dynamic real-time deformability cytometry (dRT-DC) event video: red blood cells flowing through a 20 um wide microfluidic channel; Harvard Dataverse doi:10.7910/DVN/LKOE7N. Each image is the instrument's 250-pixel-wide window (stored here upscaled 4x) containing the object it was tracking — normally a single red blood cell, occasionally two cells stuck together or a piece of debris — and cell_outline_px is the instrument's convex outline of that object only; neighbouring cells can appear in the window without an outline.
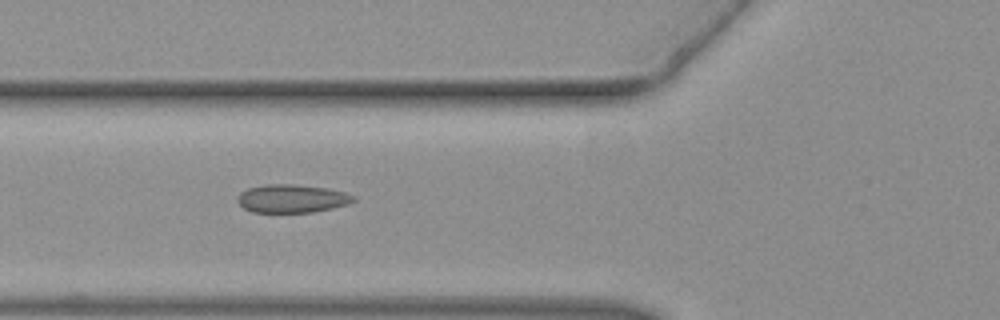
{"species": "common noctule bat (a hibernating species)", "species_latin": "Nyctalus noctula", "temperature_condition": "warm", "stored_images_in_passage": 29, "camera_frame_rate_fps": 3000, "um_per_image_px": 0.085, "animal": {"sex": "female", "body_mass_g": 19.3, "forearm_length_mm": 54.1}, "frame": {"image": 1, "passage_image": 5, "time_ms": 1.333, "image_size_px": [1000, 320], "cell_outline_px": [[356, 200], [348, 204], [332, 208], [312, 212], [252, 212], [244, 208], [236, 200], [240, 192], [248, 188], [268, 184], [292, 184], [324, 188], [344, 192], [356, 196]], "centroid_in_image_um": [24.81, 16.88], "position_along_channel_um": 101.0, "area_um2": 18.96}}
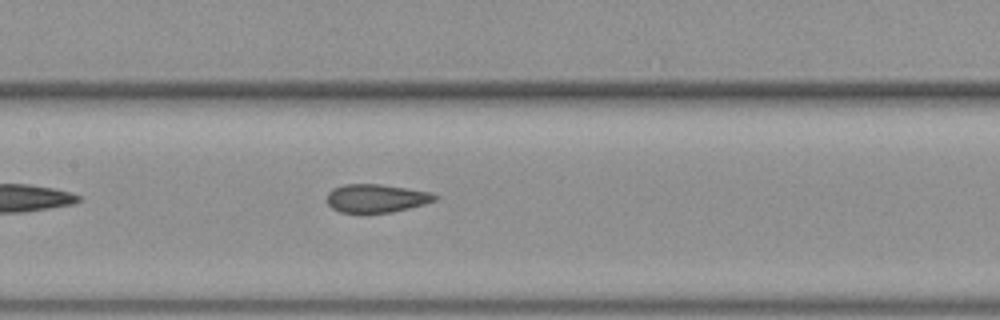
{"frame": {"image": 2, "passage_image": 10, "time_ms": 3.0, "image_size_px": [1000, 320], "cell_outline_px": [[440, 196], [436, 200], [424, 204], [392, 212], [364, 216], [360, 216], [340, 212], [332, 208], [328, 204], [328, 192], [332, 188], [344, 184], [380, 184], [432, 192]], "centroid_in_image_um": [31.96, 16.9], "position_along_channel_um": 175.4, "area_um2": 18.55}}
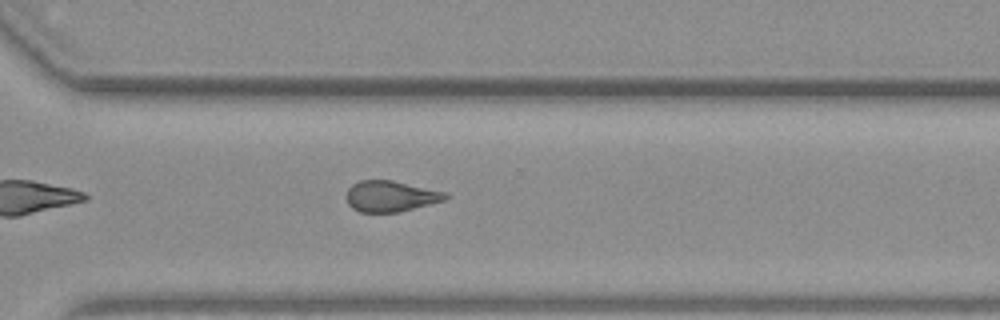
{"frame": {"image": 3, "passage_image": 21, "time_ms": 6.667, "image_size_px": [1000, 320], "cell_outline_px": [[448, 196], [444, 200], [400, 212], [360, 212], [352, 208], [348, 204], [344, 196], [348, 188], [352, 184], [360, 180], [392, 180], [448, 192]], "centroid_in_image_um": [33.17, 16.67], "position_along_channel_um": 337.4, "area_um2": 18.03}}